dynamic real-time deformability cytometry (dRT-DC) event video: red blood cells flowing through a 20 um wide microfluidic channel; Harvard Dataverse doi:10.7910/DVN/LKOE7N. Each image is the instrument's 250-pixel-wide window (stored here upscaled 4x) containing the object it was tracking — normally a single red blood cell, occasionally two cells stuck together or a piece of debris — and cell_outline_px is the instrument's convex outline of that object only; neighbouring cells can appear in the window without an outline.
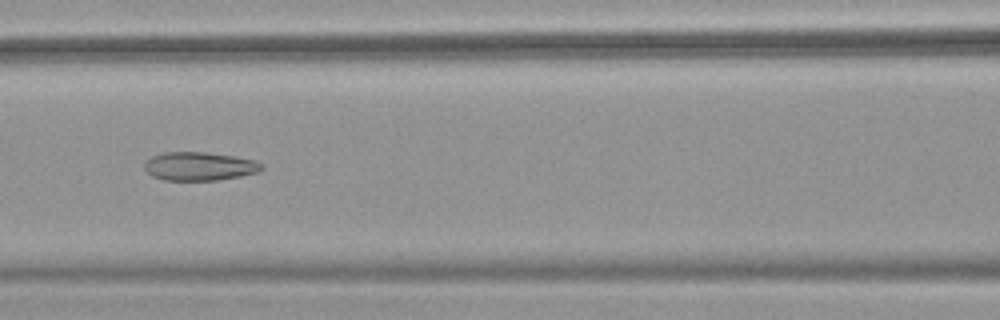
{"species": "common noctule bat (a hibernating species)", "species_latin": "Nyctalus noctula", "temperature_condition": "warm", "stored_images_in_passage": 44, "camera_frame_rate_fps": 3000, "um_per_image_px": 0.085, "animal": {"sex": "female", "body_mass_g": 18.4}, "frame": {"image": 1, "passage_image": 16, "time_ms": 5.0, "image_size_px": [1000, 320], "cell_outline_px": [[264, 168], [260, 172], [240, 176], [216, 180], [164, 180], [152, 176], [144, 168], [144, 164], [152, 156], [164, 152], [204, 152], [232, 156], [256, 160]], "centroid_in_image_um": [16.95, 14.13], "position_along_channel_um": 149.6, "area_um2": 19.36}}
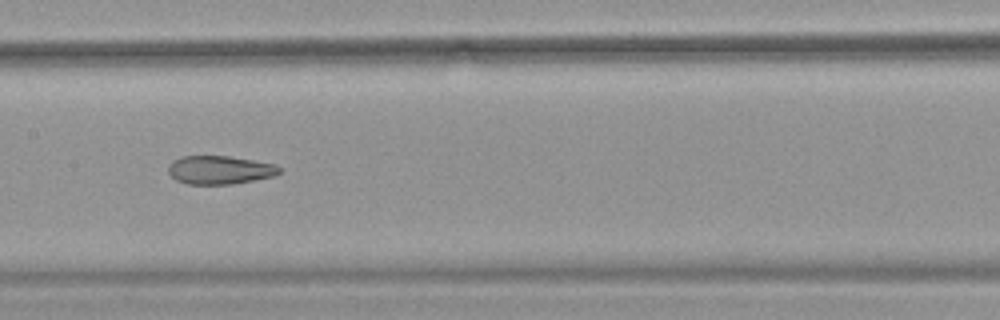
{"frame": {"image": 2, "passage_image": 19, "time_ms": 6.0, "image_size_px": [1000, 320], "cell_outline_px": [[284, 168], [276, 176], [232, 184], [188, 184], [176, 180], [168, 172], [168, 164], [172, 160], [180, 156], [228, 156], [276, 164]], "centroid_in_image_um": [18.7, 14.44], "position_along_channel_um": 188.7, "area_um2": 18.61}}
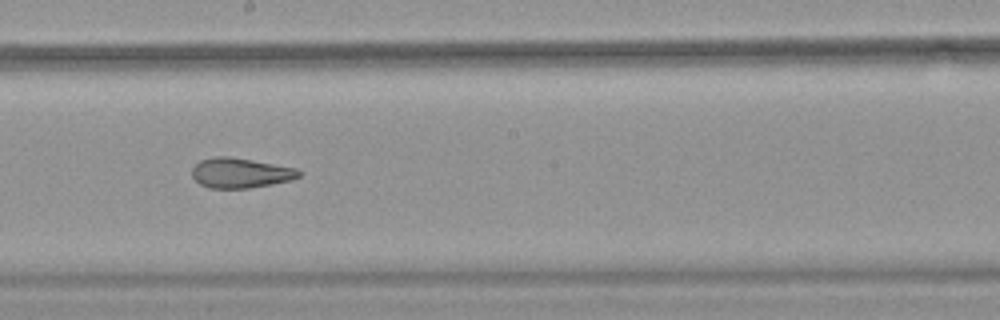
{"frame": {"image": 3, "passage_image": 22, "time_ms": 7.0, "image_size_px": [1000, 320], "cell_outline_px": [[300, 176], [292, 180], [272, 184], [248, 188], [208, 188], [200, 184], [192, 176], [192, 168], [200, 160], [216, 156], [228, 156], [252, 160], [296, 168], [300, 172]], "centroid_in_image_um": [20.42, 14.7], "position_along_channel_um": 227.8, "area_um2": 18.61}, "authors_computed_cell_mechanics": {"area_um2": 21.0681, "velocity_mm_per_s": 3.9208, "shape_relaxation_time_tau1_ms": null, "shape_relaxation_time_tau2_ms": 2.0674, "deformation_change_tau1": null, "deformation_change_tau2": 0.0941}}